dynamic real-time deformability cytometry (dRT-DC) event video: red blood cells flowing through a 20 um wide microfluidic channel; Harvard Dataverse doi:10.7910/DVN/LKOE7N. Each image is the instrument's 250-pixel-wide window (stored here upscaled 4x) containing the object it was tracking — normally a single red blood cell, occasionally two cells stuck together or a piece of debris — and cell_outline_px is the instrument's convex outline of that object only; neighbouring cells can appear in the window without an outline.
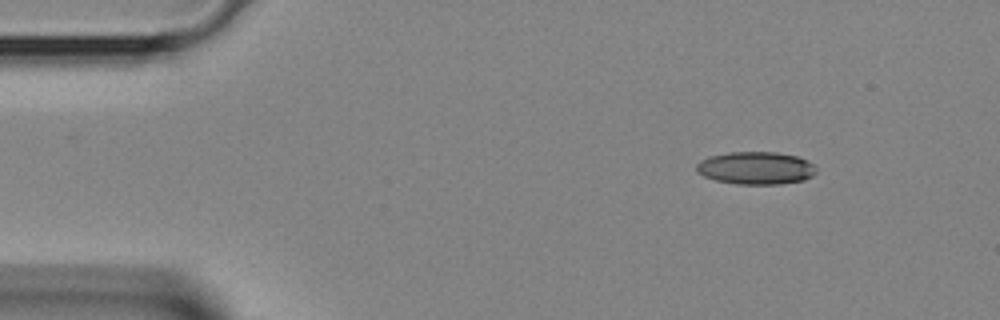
{"species": "Egyptian fruit bat (a non-hibernating species)", "species_latin": "Rousettus aegyptiacus", "temperature_condition": "room temperature", "stored_images_in_passage": 2, "camera_frame_rate_fps": 3000, "um_per_image_px": 0.085, "animal": {"sex": "female"}, "frame": {"image": 1, "passage_image": 2, "time_ms": 0.333, "image_size_px": [1000, 320], "cell_outline_px": [[816, 172], [812, 176], [804, 180], [780, 184], [736, 184], [716, 180], [704, 176], [696, 168], [696, 164], [700, 160], [708, 156], [728, 152], [776, 152], [796, 156], [808, 160], [816, 168]], "centroid_in_image_um": [64.25, 14.28], "position_along_channel_um": 20.7, "area_um2": 22.83}}